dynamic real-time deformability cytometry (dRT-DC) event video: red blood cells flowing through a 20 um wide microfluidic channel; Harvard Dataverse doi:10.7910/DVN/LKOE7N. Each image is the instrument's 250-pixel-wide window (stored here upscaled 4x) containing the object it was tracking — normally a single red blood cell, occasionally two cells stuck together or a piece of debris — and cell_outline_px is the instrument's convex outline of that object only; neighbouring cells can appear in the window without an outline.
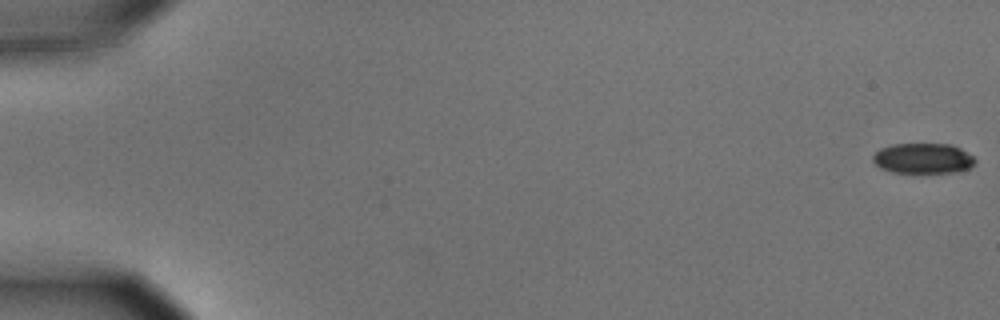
{"species": "common noctule bat (a hibernating species)", "species_latin": "Nyctalus noctula", "temperature_condition": "cold", "stored_images_in_passage": 5, "camera_frame_rate_fps": 3000, "um_per_image_px": 0.085, "animal": {"sex": "male", "body_mass_g": 15.6}, "frame": {"image": 1, "passage_image": 1, "time_ms": 0.0, "image_size_px": [1000, 320], "cell_outline_px": [[976, 160], [972, 168], [952, 172], [924, 176], [892, 172], [880, 168], [872, 160], [872, 156], [880, 148], [892, 144], [948, 144], [960, 148], [972, 156]], "centroid_in_image_um": [78.44, 13.52], "position_along_channel_um": 6.6, "area_um2": 18.84}}
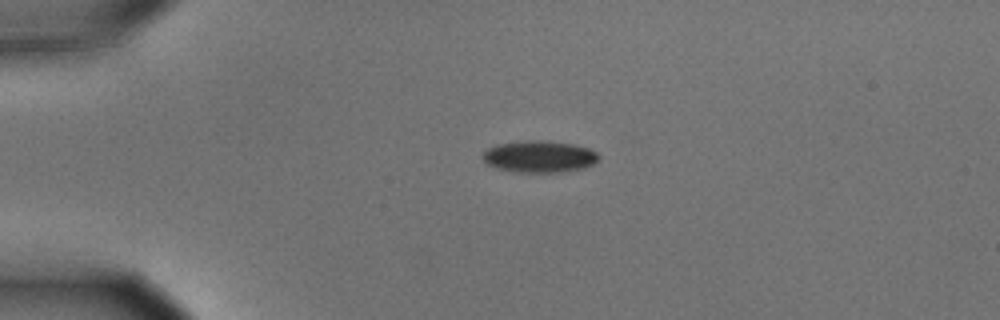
{"frame": {"image": 2, "passage_image": 4, "time_ms": 1.0, "image_size_px": [1000, 320], "cell_outline_px": [[600, 156], [592, 164], [584, 168], [560, 172], [516, 172], [496, 168], [484, 164], [480, 156], [488, 148], [496, 144], [524, 140], [544, 140], [576, 144], [588, 148], [596, 152]], "centroid_in_image_um": [45.79, 13.3], "position_along_channel_um": 39.2, "area_um2": 21.79}}